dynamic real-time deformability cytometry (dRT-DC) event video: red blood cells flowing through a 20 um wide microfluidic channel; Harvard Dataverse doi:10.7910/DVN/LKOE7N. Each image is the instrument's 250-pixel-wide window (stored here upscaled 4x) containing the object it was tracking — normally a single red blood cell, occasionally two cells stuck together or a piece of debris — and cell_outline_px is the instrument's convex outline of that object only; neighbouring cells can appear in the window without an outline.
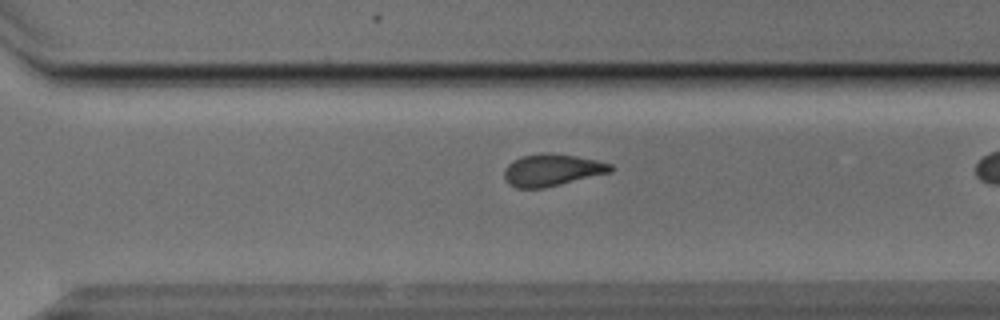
{"species": "Egyptian fruit bat (a non-hibernating species)", "species_latin": "Rousettus aegyptiacus", "temperature_condition": "cold", "stored_images_in_passage": 28, "camera_frame_rate_fps": 3000, "um_per_image_px": 0.085, "animal": {"sex": "male"}, "frame": {"image": 1, "passage_image": 24, "time_ms": 7.667, "image_size_px": [1000, 320], "cell_outline_px": [[612, 172], [544, 188], [516, 188], [508, 184], [504, 176], [504, 168], [508, 164], [524, 156], [544, 152], [552, 152], [576, 156], [596, 160], [612, 164]], "centroid_in_image_um": [46.92, 14.45], "position_along_channel_um": 323.7, "area_um2": 19.83}}